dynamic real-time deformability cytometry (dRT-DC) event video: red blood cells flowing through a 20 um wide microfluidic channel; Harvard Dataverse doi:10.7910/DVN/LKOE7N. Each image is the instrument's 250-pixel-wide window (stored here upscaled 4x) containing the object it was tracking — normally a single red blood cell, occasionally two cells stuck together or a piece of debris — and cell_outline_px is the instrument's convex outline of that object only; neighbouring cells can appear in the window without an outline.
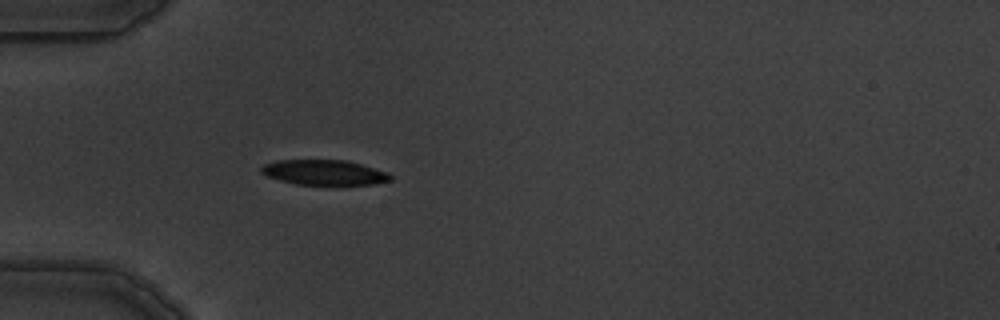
{"species": "common noctule bat (a hibernating species)", "species_latin": "Nyctalus noctula", "temperature_condition": "warm", "stored_images_in_passage": 2, "camera_frame_rate_fps": 3000, "um_per_image_px": 0.085, "animal": {"sex": "male", "body_mass_g": 19.5, "forearm_length_mm": 54.6}, "frame": {"image": 1, "passage_image": 2, "time_ms": 2.0, "image_size_px": [1000, 320], "cell_outline_px": [[392, 180], [372, 184], [296, 184], [280, 180], [268, 176], [260, 172], [260, 168], [264, 164], [276, 160], [344, 160], [360, 164], [388, 172], [392, 176]], "centroid_in_image_um": [27.54, 14.65], "position_along_channel_um": 57.5, "area_um2": 18.67}}